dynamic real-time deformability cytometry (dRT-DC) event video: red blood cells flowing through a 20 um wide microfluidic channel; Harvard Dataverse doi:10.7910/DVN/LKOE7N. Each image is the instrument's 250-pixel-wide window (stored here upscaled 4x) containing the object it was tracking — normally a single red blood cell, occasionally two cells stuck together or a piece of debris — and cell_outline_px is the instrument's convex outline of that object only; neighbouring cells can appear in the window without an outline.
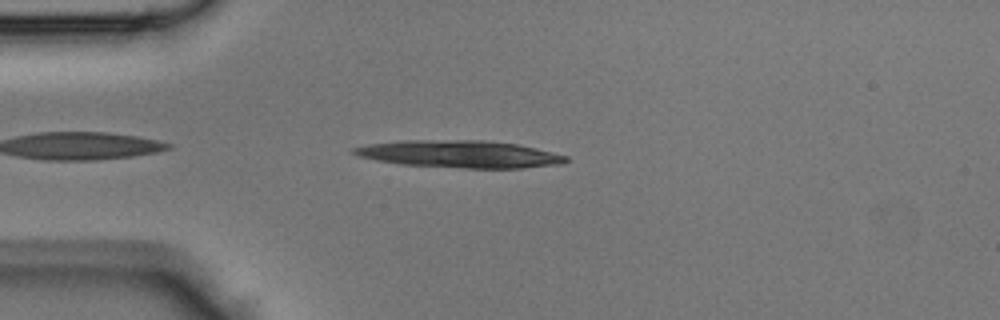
{"species": "Egyptian fruit bat (a non-hibernating species)", "species_latin": "Rousettus aegyptiacus", "temperature_condition": "room temperature", "stored_images_in_passage": 4, "camera_frame_rate_fps": 3000, "um_per_image_px": 0.085, "animal": {"sex": "male"}, "frame": {"image": 1, "passage_image": 2, "time_ms": 0.333, "image_size_px": [1000, 320], "cell_outline_px": [[568, 160], [560, 164], [524, 168], [464, 168], [400, 164], [376, 160], [356, 156], [348, 152], [352, 148], [368, 144], [400, 140], [484, 140], [516, 144], [536, 148], [568, 156]], "centroid_in_image_um": [39.01, 13.09], "position_along_channel_um": 46.0, "area_um2": 33.87}}